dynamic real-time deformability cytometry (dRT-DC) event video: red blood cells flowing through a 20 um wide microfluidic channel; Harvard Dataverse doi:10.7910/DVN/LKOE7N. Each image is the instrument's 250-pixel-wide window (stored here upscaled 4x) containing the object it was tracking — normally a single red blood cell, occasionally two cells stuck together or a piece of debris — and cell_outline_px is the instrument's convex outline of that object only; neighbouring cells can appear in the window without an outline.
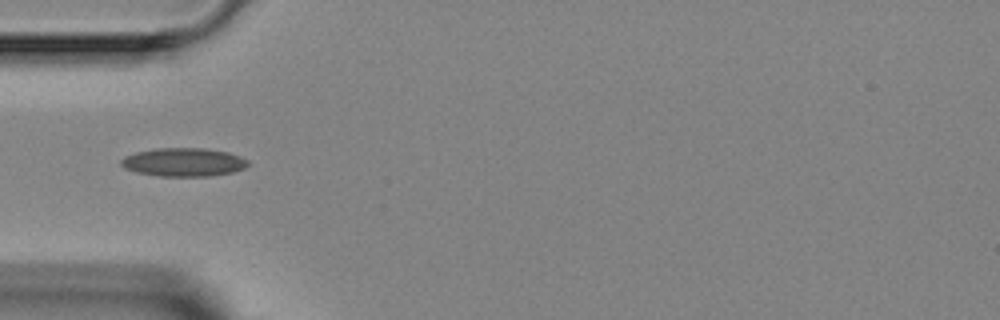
{"species": "Egyptian fruit bat (a non-hibernating species)", "species_latin": "Rousettus aegyptiacus", "temperature_condition": "room temperature", "stored_images_in_passage": 4, "camera_frame_rate_fps": 3000, "um_per_image_px": 0.085, "animal": {"sex": "female"}, "frame": {"image": 1, "passage_image": 3, "time_ms": 2.667, "image_size_px": [1000, 320], "cell_outline_px": [[248, 164], [244, 168], [232, 172], [208, 176], [160, 176], [136, 172], [124, 168], [120, 164], [120, 160], [124, 156], [136, 152], [156, 148], [204, 148], [228, 152], [240, 156], [248, 160]], "centroid_in_image_um": [15.58, 13.78], "position_along_channel_um": 69.4, "area_um2": 21.04}}
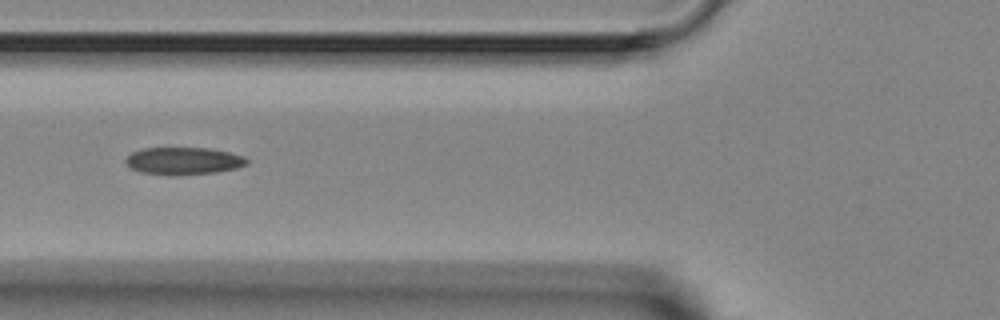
{"frame": {"image": 2, "passage_image": 4, "time_ms": 3.667, "image_size_px": [1000, 320], "cell_outline_px": [[248, 164], [236, 168], [216, 172], [172, 176], [140, 172], [132, 168], [124, 160], [132, 152], [140, 148], [208, 148], [228, 152], [244, 156], [248, 160]], "centroid_in_image_um": [15.59, 13.68], "position_along_channel_um": 110.2, "area_um2": 19.36}}